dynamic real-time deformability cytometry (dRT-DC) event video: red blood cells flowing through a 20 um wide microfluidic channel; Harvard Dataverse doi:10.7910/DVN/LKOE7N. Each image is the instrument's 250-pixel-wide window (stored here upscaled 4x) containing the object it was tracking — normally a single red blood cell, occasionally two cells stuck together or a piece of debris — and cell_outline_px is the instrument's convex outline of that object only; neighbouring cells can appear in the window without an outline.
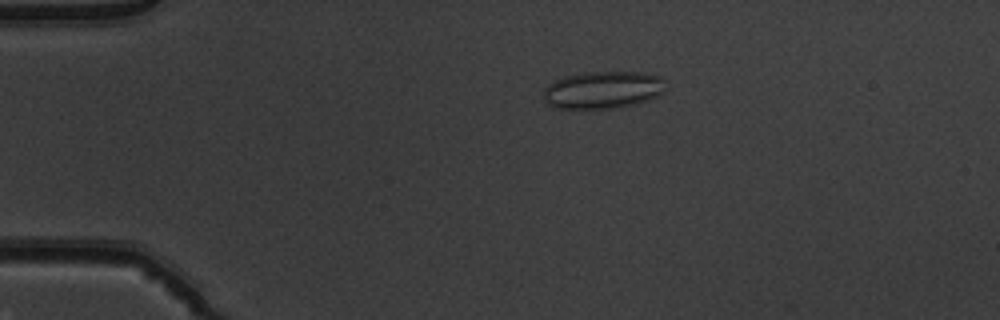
{"species": "common noctule bat (a hibernating species)", "species_latin": "Nyctalus noctula", "temperature_condition": "warm", "stored_images_in_passage": 52, "camera_frame_rate_fps": 3000, "um_per_image_px": 0.085, "animal": {"sex": "male", "body_mass_g": 19.5, "forearm_length_mm": 54.6}, "frame": {"image": 1, "passage_image": 11, "time_ms": 3.333, "image_size_px": [1000, 320], "cell_outline_px": [[664, 92], [648, 100], [636, 104], [616, 108], [552, 108], [544, 100], [544, 88], [548, 84], [564, 76], [584, 72], [640, 72], [660, 76], [664, 80]], "centroid_in_image_um": [51.23, 7.64], "position_along_channel_um": 33.8, "area_um2": 26.7}}
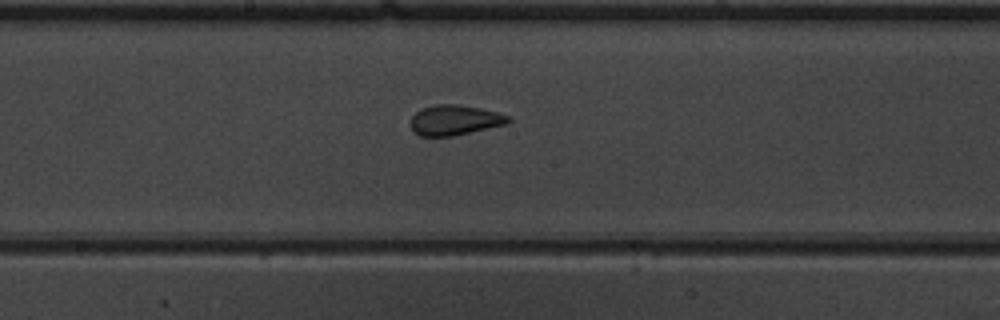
{"frame": {"image": 2, "passage_image": 28, "time_ms": 9.0, "image_size_px": [1000, 320], "cell_outline_px": [[512, 120], [508, 124], [452, 136], [420, 136], [412, 132], [412, 116], [420, 108], [436, 104], [456, 104], [480, 108], [512, 116]], "centroid_in_image_um": [38.67, 10.2], "position_along_channel_um": 209.5, "area_um2": 17.28}}
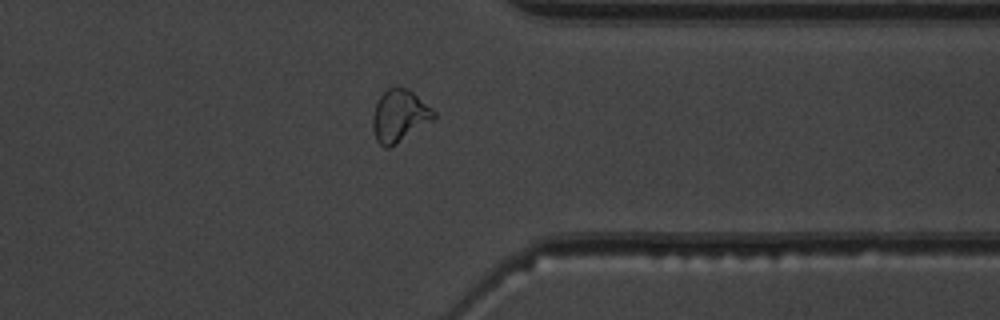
{"frame": {"image": 3, "passage_image": 41, "time_ms": 13.333, "image_size_px": [1000, 320], "cell_outline_px": [[436, 116], [432, 120], [388, 148], [384, 148], [376, 140], [372, 128], [372, 116], [376, 104], [380, 96], [388, 88], [408, 88], [432, 108], [436, 112]], "centroid_in_image_um": [33.93, 9.84], "position_along_channel_um": 377.5, "area_um2": 18.21}, "authors_computed_cell_mechanics": {"area_um2": 18.4093, "velocity_mm_per_s": 3.9653, "shape_relaxation_time_tau1_ms": null, "shape_relaxation_time_tau2_ms": 0.9772, "deformation_change_tau1": null, "deformation_change_tau2": 0.0908}}